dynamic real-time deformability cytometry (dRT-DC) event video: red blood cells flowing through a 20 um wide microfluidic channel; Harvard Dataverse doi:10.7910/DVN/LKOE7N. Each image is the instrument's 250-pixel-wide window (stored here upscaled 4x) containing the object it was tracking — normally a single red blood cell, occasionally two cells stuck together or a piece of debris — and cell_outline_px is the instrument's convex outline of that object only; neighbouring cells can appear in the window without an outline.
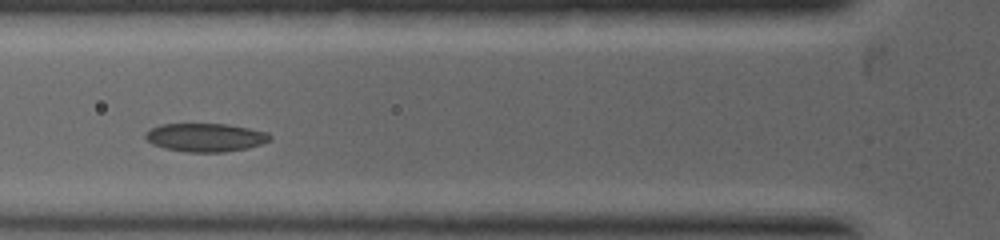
{"species": "common noctule bat (a hibernating species)", "species_latin": "Nyctalus noctula", "temperature_condition": "warm", "stored_images_in_passage": 4, "camera_frame_rate_fps": 5000, "um_per_image_px": 0.085, "animal": {"sex": "female", "body_mass_g": 19.0, "forearm_length_mm": 53.3}, "frame": {"image": 1, "passage_image": 4, "time_ms": 2.0, "image_size_px": [1000, 240], "cell_outline_px": [[272, 136], [268, 140], [260, 144], [248, 148], [224, 152], [184, 152], [164, 148], [152, 144], [144, 136], [152, 128], [160, 124], [228, 124], [268, 132]], "centroid_in_image_um": [17.47, 11.68], "position_along_channel_um": 108.3, "area_um2": 20.52}}